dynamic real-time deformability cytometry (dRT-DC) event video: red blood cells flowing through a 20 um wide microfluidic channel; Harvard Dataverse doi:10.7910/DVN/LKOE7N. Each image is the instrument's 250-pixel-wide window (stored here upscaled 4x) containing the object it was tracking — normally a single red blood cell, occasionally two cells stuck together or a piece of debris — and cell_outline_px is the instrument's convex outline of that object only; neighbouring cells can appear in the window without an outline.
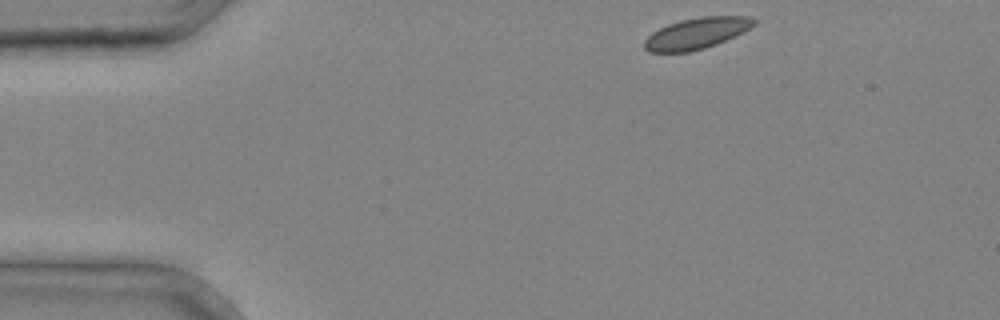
{"species": "common noctule bat (a hibernating species)", "species_latin": "Nyctalus noctula", "temperature_condition": "cold", "stored_images_in_passage": 3, "camera_frame_rate_fps": 3000, "um_per_image_px": 0.085, "animal": {"sex": "male", "body_mass_g": 20.4}, "frame": {"image": 1, "passage_image": 1, "time_ms": 0.0, "image_size_px": [1000, 320], "cell_outline_px": [[756, 24], [744, 32], [716, 44], [704, 48], [688, 52], [648, 52], [644, 48], [644, 40], [652, 32], [668, 24], [680, 20], [700, 16], [748, 16], [756, 20]], "centroid_in_image_um": [59.21, 2.83], "position_along_channel_um": 25.8, "area_um2": 19.94}}
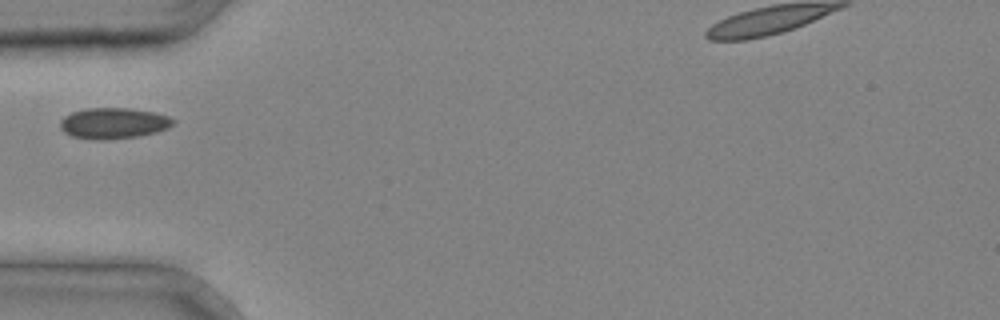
{"frame": {"image": 2, "passage_image": 3, "time_ms": 0.667, "image_size_px": [1000, 320], "cell_outline_px": [[176, 120], [168, 128], [156, 132], [140, 136], [104, 140], [92, 140], [72, 136], [64, 132], [60, 128], [60, 120], [64, 116], [72, 112], [88, 108], [128, 108], [156, 112], [168, 116]], "centroid_in_image_um": [9.64, 10.48], "position_along_channel_um": 75.4, "area_um2": 20.52}}